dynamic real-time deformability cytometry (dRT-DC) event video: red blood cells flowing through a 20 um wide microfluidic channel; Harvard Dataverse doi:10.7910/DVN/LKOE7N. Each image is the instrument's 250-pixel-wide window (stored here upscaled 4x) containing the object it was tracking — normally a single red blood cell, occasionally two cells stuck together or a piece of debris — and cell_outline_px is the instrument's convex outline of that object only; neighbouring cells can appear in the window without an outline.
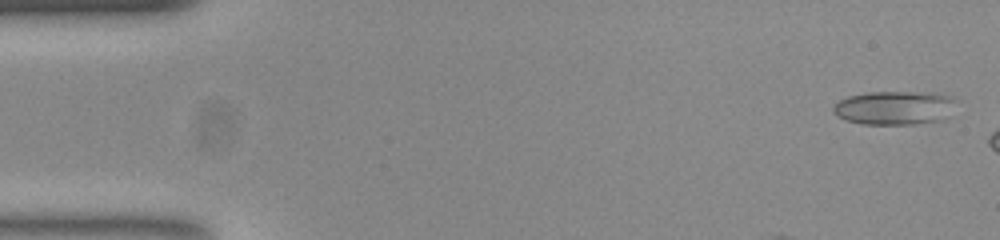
{"species": "common noctule bat (a hibernating species)", "species_latin": "Nyctalus noctula", "temperature_condition": "room temperature", "stored_images_in_passage": 12, "camera_frame_rate_fps": 3000, "um_per_image_px": 0.085, "animal": {"sex": "female", "body_mass_g": 23.0, "forearm_length_mm": 53.4}, "frame": {"image": 1, "passage_image": 2, "time_ms": 0.333, "image_size_px": [1000, 240], "cell_outline_px": [[952, 100], [944, 120], [912, 124], [864, 124], [844, 120], [836, 116], [832, 108], [840, 100], [848, 96], [868, 92], [908, 92], [948, 96]], "centroid_in_image_um": [75.88, 9.18], "position_along_channel_um": 9.1, "area_um2": 23.41}}